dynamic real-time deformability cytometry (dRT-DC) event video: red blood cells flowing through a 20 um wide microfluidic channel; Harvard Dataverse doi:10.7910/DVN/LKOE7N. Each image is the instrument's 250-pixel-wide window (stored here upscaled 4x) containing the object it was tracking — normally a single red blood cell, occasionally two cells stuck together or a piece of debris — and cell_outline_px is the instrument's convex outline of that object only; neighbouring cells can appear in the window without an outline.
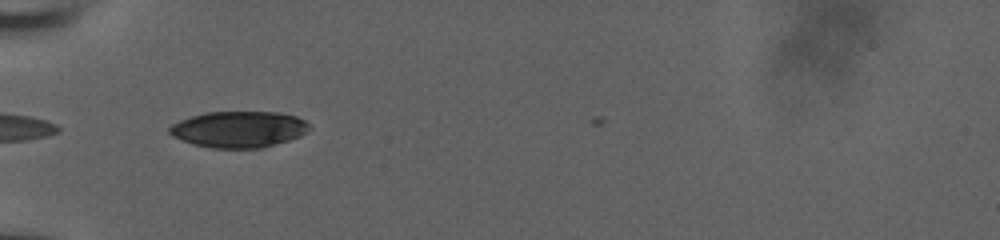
{"species": "human", "species_latin": "Homo sapiens", "temperature_condition": "room temperature", "stored_images_in_passage": 36, "camera_frame_rate_fps": 3000, "um_per_image_px": 0.085, "donor": {"sex": "male"}, "frame": {"image": 1, "passage_image": 1, "time_ms": 0.0, "image_size_px": [1000, 240], "cell_outline_px": [[312, 128], [308, 132], [300, 136], [288, 140], [260, 148], [212, 148], [192, 144], [172, 136], [168, 132], [168, 128], [172, 124], [180, 120], [204, 112], [280, 112], [296, 116], [304, 120]], "centroid_in_image_um": [20.3, 10.99], "position_along_channel_um": 64.7, "area_um2": 29.65}}
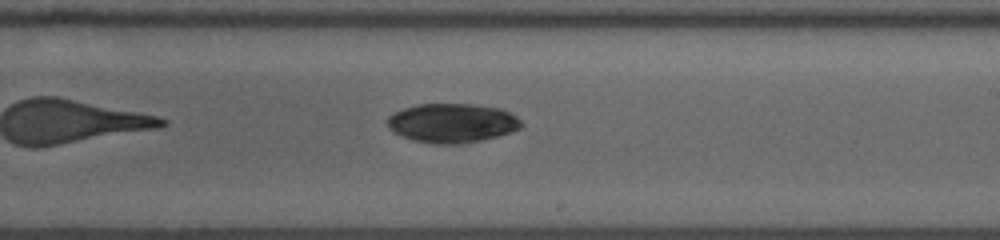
{"frame": {"image": 2, "passage_image": 16, "time_ms": 5.0, "image_size_px": [1000, 240], "cell_outline_px": [[524, 124], [520, 128], [496, 136], [464, 144], [432, 144], [412, 140], [400, 136], [392, 132], [388, 128], [388, 116], [404, 108], [416, 104], [472, 104], [500, 108], [516, 116]], "centroid_in_image_um": [38.39, 10.46], "position_along_channel_um": 250.6, "area_um2": 30.63}}
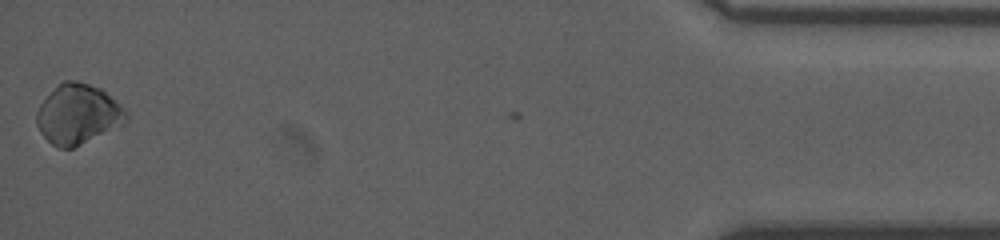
{"frame": {"image": 3, "passage_image": 36, "time_ms": 11.667, "image_size_px": [1000, 240], "cell_outline_px": [[128, 120], [124, 124], [72, 148], [56, 148], [40, 132], [36, 124], [36, 112], [40, 104], [64, 80], [76, 80], [100, 88], [120, 104], [124, 108], [128, 116]], "centroid_in_image_um": [6.63, 9.72], "position_along_channel_um": 428.6, "area_um2": 30.87}, "authors_computed_cell_mechanics": {"area_um2": 29.9404, "velocity_mm_per_s": 3.8623, "shape_relaxation_time_tau1_ms": 8.8853, "shape_relaxation_time_tau2_ms": null, "deformation_change_tau1": 0.1096, "deformation_change_tau2": null}}